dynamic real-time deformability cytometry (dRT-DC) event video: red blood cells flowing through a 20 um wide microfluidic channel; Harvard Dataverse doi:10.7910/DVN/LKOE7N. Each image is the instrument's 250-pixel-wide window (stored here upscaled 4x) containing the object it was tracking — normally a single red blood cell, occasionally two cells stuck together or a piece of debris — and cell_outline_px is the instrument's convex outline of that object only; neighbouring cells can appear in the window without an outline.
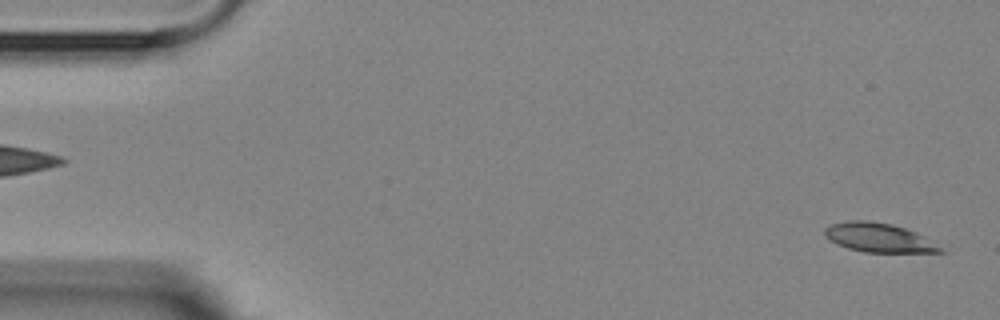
{"species": "Egyptian fruit bat (a non-hibernating species)", "species_latin": "Rousettus aegyptiacus", "temperature_condition": "room temperature", "stored_images_in_passage": 6, "segment_of_instrument_passage": [2, 2], "camera_frame_rate_fps": 3000, "um_per_image_px": 0.085, "animal": {"sex": "female"}, "frame": {"image": 1, "passage_image": 6, "time_ms": 5.667, "image_size_px": [1000, 320], "cell_outline_px": [[948, 252], [864, 252], [848, 248], [836, 244], [824, 236], [824, 228], [832, 224], [848, 220], [872, 220], [892, 224], [916, 232], [936, 240]], "centroid_in_image_um": [74.77, 20.2], "position_along_channel_um": 10.2, "area_um2": 20.06}}